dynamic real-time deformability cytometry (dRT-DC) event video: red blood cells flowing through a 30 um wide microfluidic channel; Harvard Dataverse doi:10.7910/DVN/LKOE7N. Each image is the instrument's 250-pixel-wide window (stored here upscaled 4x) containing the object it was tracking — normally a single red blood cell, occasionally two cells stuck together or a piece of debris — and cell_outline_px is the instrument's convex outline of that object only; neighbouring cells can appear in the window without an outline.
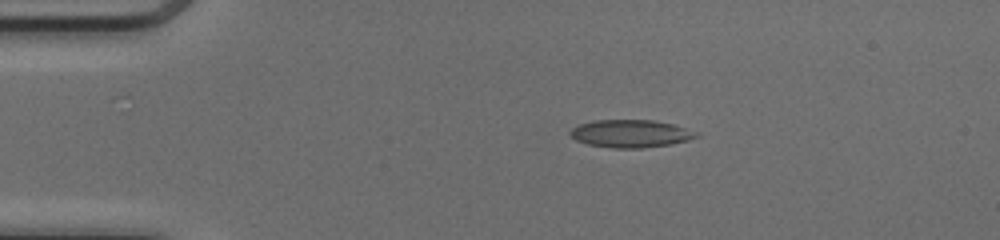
{"species": "common noctule bat (a hibernating species)", "species_latin": "Nyctalus noctula", "temperature_condition": "cold", "stored_images_in_passage": 41, "camera_frame_rate_fps": 3000, "um_per_image_px": 0.085, "animal": {"sex": "female", "body_mass_g": 17.0, "forearm_length_mm": 48.0}, "frame": {"image": 1, "passage_image": 1, "time_ms": 0.0, "image_size_px": [1000, 240], "cell_outline_px": [[700, 136], [688, 140], [668, 144], [640, 148], [612, 148], [588, 144], [576, 140], [568, 132], [572, 128], [580, 124], [596, 120], [652, 120], [672, 124], [700, 132]], "centroid_in_image_um": [53.62, 11.35], "position_along_channel_um": 31.4, "area_um2": 20.23}}
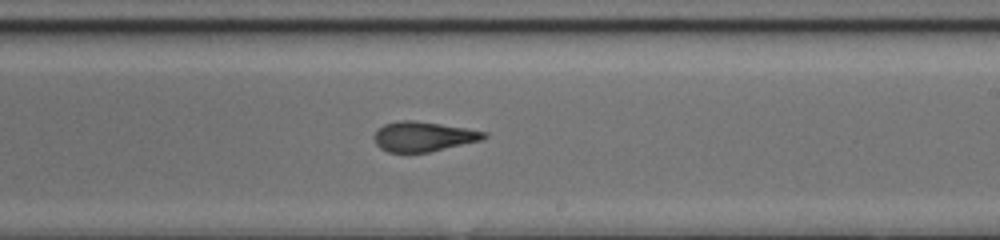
{"frame": {"image": 2, "passage_image": 21, "time_ms": 6.667, "image_size_px": [1000, 240], "cell_outline_px": [[488, 136], [480, 140], [428, 152], [388, 152], [380, 148], [376, 144], [376, 132], [384, 124], [400, 120], [412, 120], [440, 124], [488, 132]], "centroid_in_image_um": [35.99, 11.6], "position_along_channel_um": 253.0, "area_um2": 18.67}}
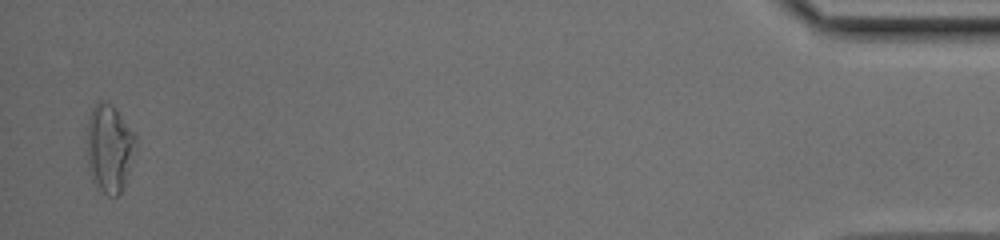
{"frame": {"image": 3, "passage_image": 40, "time_ms": 13.0, "image_size_px": [1000, 240], "cell_outline_px": [[136, 140], [128, 172], [124, 184], [120, 192], [116, 196], [108, 196], [92, 184], [88, 168], [88, 120], [92, 108], [100, 100], [104, 100], [112, 104], [136, 136]], "centroid_in_image_um": [9.27, 12.61], "position_along_channel_um": 425.9, "area_um2": 24.68}, "authors_computed_cell_mechanics": {"area_um2": 20.1722, "velocity_mm_per_s": 4.1424, "shape_relaxation_time_tau1_ms": 9.6231, "shape_relaxation_time_tau2_ms": 2.3222, "deformation_change_tau1": 0.2418, "deformation_change_tau2": 0.0942}}